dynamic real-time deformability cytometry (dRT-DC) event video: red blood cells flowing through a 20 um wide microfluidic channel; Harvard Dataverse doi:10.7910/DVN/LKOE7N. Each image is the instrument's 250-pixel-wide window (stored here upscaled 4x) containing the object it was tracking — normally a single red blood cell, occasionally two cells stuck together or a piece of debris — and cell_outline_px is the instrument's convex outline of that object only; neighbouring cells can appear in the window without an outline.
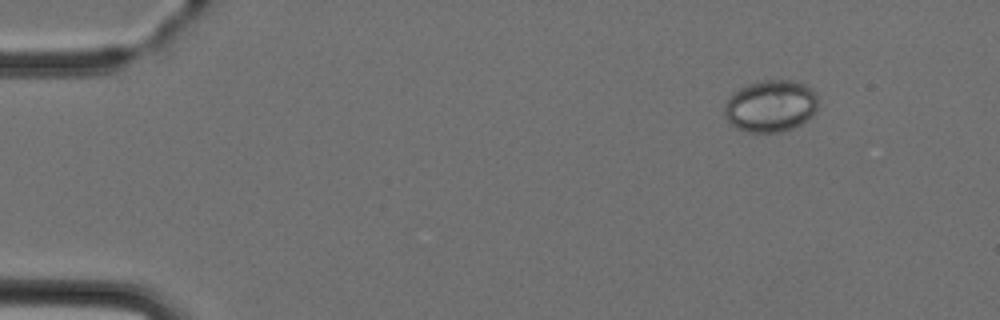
{"species": "Egyptian fruit bat (a non-hibernating species)", "species_latin": "Rousettus aegyptiacus", "temperature_condition": "cold", "stored_images_in_passage": 5, "camera_frame_rate_fps": 3000, "um_per_image_px": 0.085, "animal": {"sex": "female"}, "frame": {"image": 1, "passage_image": 1, "time_ms": 0.0, "image_size_px": [1000, 320], "cell_outline_px": [[820, 100], [816, 112], [812, 116], [800, 124], [792, 128], [780, 132], [748, 132], [736, 128], [728, 124], [724, 116], [724, 104], [740, 88], [748, 84], [764, 80], [792, 80], [804, 84], [816, 92]], "centroid_in_image_um": [65.53, 9.02], "position_along_channel_um": 19.5, "area_um2": 28.61}}
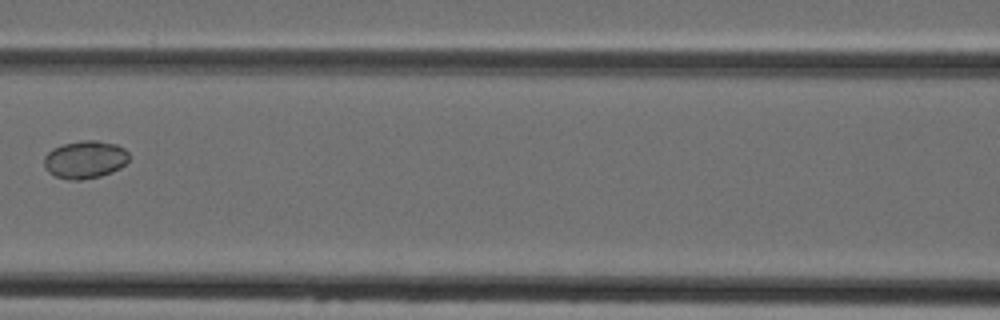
{"frame": {"image": 2, "passage_image": 5, "time_ms": 5.667, "image_size_px": [1000, 320], "cell_outline_px": [[128, 160], [120, 168], [112, 172], [100, 176], [80, 180], [68, 180], [56, 176], [48, 172], [44, 164], [44, 156], [52, 148], [64, 144], [80, 140], [96, 140], [116, 144], [124, 148], [128, 152]], "centroid_in_image_um": [7.22, 13.56], "position_along_channel_um": 159.4, "area_um2": 18.73}}